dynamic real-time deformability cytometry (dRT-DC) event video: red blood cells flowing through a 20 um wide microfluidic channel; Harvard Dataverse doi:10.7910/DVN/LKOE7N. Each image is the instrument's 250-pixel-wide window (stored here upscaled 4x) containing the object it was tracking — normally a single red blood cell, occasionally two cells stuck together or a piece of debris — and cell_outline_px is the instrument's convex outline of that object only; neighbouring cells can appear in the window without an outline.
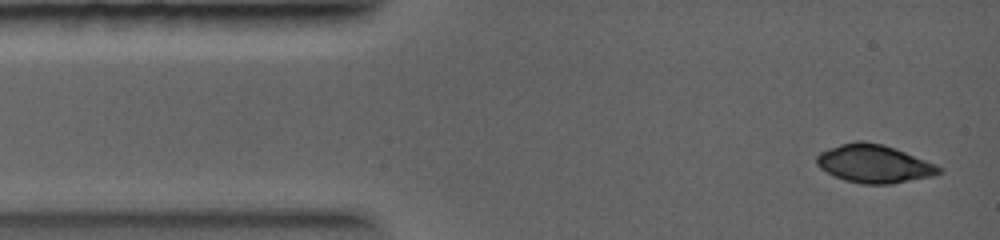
{"species": "common noctule bat (a hibernating species)", "species_latin": "Nyctalus noctula", "temperature_condition": "warm", "stored_images_in_passage": 5, "camera_frame_rate_fps": 5000, "um_per_image_px": 0.085, "animal": {"sex": "female", "body_mass_g": 19.0, "forearm_length_mm": 56.7}, "frame": {"image": 1, "passage_image": 1, "time_ms": 0.0, "image_size_px": [1000, 240], "cell_outline_px": [[944, 172], [932, 176], [892, 184], [864, 184], [844, 180], [820, 168], [816, 164], [816, 156], [820, 152], [828, 148], [840, 144], [856, 140], [864, 140], [884, 144], [936, 164], [944, 168]], "centroid_in_image_um": [74.31, 13.91], "position_along_channel_um": 10.7, "area_um2": 27.34}}